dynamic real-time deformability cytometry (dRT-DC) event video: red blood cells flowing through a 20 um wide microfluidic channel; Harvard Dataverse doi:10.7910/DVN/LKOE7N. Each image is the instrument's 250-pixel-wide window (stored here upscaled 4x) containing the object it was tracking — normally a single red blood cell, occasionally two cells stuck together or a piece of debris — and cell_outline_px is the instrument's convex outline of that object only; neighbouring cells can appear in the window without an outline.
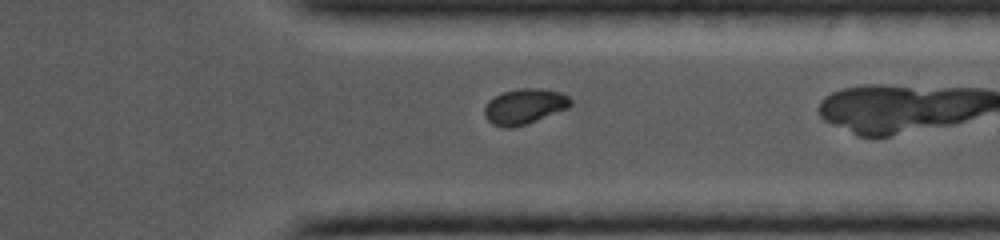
{"species": "common noctule bat (a hibernating species)", "species_latin": "Nyctalus noctula", "temperature_condition": "cold", "stored_images_in_passage": 17, "camera_frame_rate_fps": 5000, "um_per_image_px": 0.085, "animal": {"sex": "female", "body_mass_g": 19.0, "forearm_length_mm": 56.7}, "frame": {"image": 1, "passage_image": 15, "time_ms": 6.8, "image_size_px": [1000, 240], "cell_outline_px": [[572, 104], [568, 108], [524, 124], [512, 128], [504, 128], [492, 124], [484, 116], [484, 108], [488, 100], [504, 92], [520, 88], [540, 88], [560, 92], [568, 96], [572, 100]], "centroid_in_image_um": [44.56, 9.04], "position_along_channel_um": 366.8, "area_um2": 17.63}}